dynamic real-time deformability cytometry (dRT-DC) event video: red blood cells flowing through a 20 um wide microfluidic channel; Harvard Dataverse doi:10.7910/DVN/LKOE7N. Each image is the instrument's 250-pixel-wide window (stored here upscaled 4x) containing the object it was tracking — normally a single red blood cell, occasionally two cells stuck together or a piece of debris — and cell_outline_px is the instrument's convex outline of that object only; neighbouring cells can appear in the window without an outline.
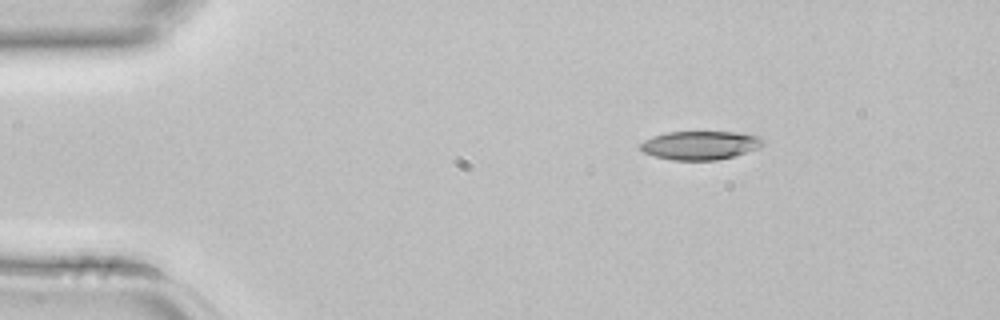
{"species": "common noctule bat (a hibernating species)", "species_latin": "Nyctalus noctula", "temperature_condition": "room temperature", "stored_images_in_passage": 3, "camera_frame_rate_fps": 3000, "um_per_image_px": 0.085, "animal": {"sex": "female", "body_mass_g": 22.7, "forearm_length_mm": 54.2}, "frame": {"image": 1, "passage_image": 1, "time_ms": 0.0, "image_size_px": [1000, 320], "cell_outline_px": [[764, 144], [760, 148], [732, 156], [716, 160], [672, 160], [656, 156], [644, 152], [640, 148], [640, 144], [644, 140], [652, 136], [668, 132], [744, 132], [760, 136], [764, 140]], "centroid_in_image_um": [59.56, 12.33], "position_along_channel_um": 25.4, "area_um2": 20.52}}
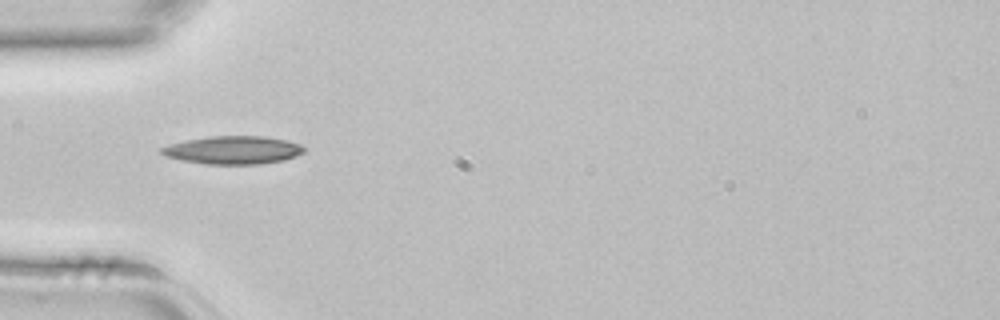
{"frame": {"image": 2, "passage_image": 3, "time_ms": 0.667, "image_size_px": [1000, 320], "cell_outline_px": [[304, 152], [296, 156], [284, 160], [264, 164], [208, 164], [180, 160], [164, 156], [160, 152], [160, 148], [172, 144], [188, 140], [212, 136], [264, 136], [288, 140], [300, 144], [304, 148]], "centroid_in_image_um": [19.84, 12.76], "position_along_channel_um": 65.2, "area_um2": 23.29}}